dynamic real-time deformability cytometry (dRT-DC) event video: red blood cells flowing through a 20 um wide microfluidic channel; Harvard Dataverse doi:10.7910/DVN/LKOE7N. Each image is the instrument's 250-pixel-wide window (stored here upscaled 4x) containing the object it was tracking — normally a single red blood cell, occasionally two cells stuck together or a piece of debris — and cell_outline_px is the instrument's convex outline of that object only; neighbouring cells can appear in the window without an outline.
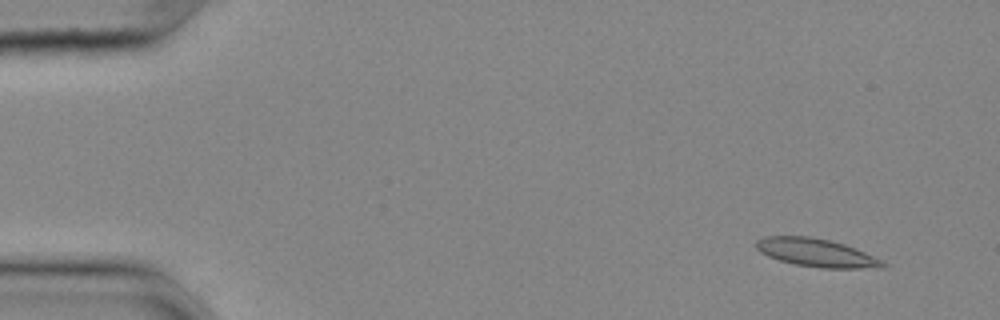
{"species": "common noctule bat (a hibernating species)", "species_latin": "Nyctalus noctula", "temperature_condition": "cold", "stored_images_in_passage": 56, "camera_frame_rate_fps": 3000, "um_per_image_px": 0.085, "animal": {"sex": "female", "body_mass_g": 25.1}, "frame": {"image": 1, "passage_image": 5, "time_ms": 1.333, "image_size_px": [1000, 320], "cell_outline_px": [[888, 264], [884, 268], [820, 268], [796, 264], [780, 260], [768, 256], [760, 252], [756, 248], [756, 240], [764, 236], [812, 236], [844, 244], [884, 260]], "centroid_in_image_um": [69.41, 21.48], "position_along_channel_um": 15.6, "area_um2": 20.81}}
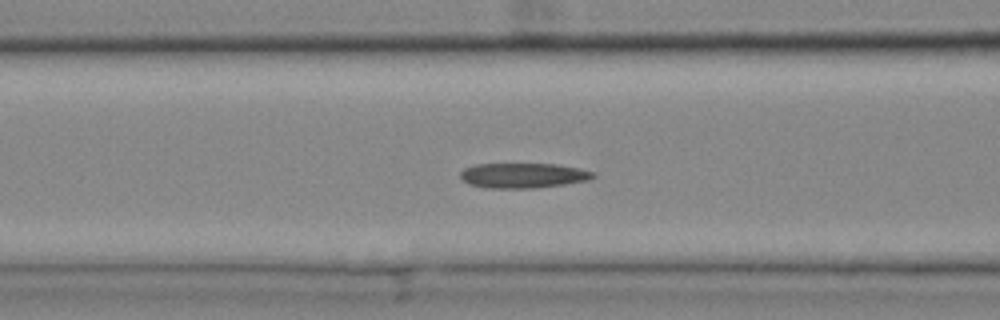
{"frame": {"image": 2, "passage_image": 23, "time_ms": 7.333, "image_size_px": [1000, 320], "cell_outline_px": [[596, 176], [588, 180], [564, 184], [536, 188], [484, 188], [468, 184], [460, 176], [460, 172], [464, 168], [476, 164], [556, 164], [596, 172]], "centroid_in_image_um": [44.45, 14.92], "position_along_channel_um": 122.2, "area_um2": 19.36}}
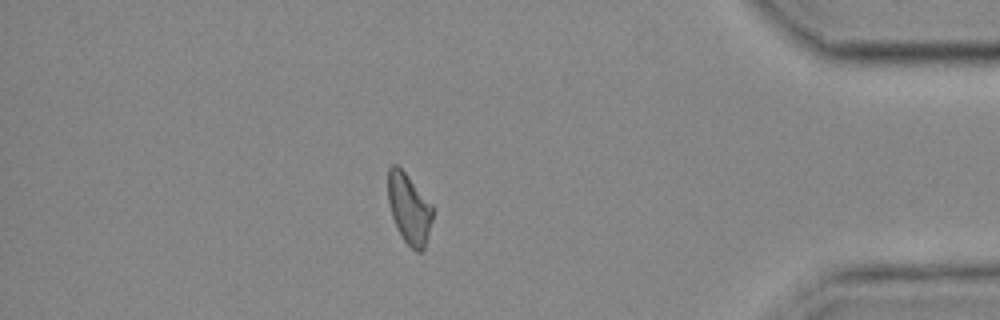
{"frame": {"image": 3, "passage_image": 49, "time_ms": 16.0, "image_size_px": [1000, 320], "cell_outline_px": [[432, 220], [428, 236], [424, 248], [420, 252], [416, 252], [404, 240], [392, 216], [388, 200], [388, 168], [392, 164], [396, 164], [408, 176], [432, 204]], "centroid_in_image_um": [34.77, 17.72], "position_along_channel_um": 400.4, "area_um2": 17.98}}